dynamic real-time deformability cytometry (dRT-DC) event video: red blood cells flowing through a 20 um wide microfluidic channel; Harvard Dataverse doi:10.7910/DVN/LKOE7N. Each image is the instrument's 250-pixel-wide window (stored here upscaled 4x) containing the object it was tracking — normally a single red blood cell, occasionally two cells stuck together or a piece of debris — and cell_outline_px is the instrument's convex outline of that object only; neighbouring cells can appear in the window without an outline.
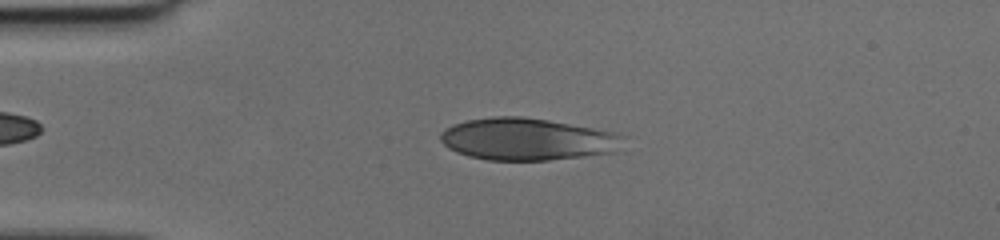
{"species": "human", "species_latin": "Homo sapiens", "temperature_condition": "cold", "stored_images_in_passage": 48, "camera_frame_rate_fps": 3000, "um_per_image_px": 0.085, "donor": {"sex": "female"}, "frame": {"image": 1, "passage_image": 11, "time_ms": 3.333, "image_size_px": [1000, 240], "cell_outline_px": [[624, 136], [616, 152], [584, 156], [548, 160], [488, 160], [468, 156], [456, 152], [448, 148], [440, 140], [440, 136], [448, 128], [456, 124], [468, 120], [496, 116], [520, 116], [548, 120], [592, 128]], "centroid_in_image_um": [44.79, 11.84], "position_along_channel_um": 40.2, "area_um2": 44.27}}
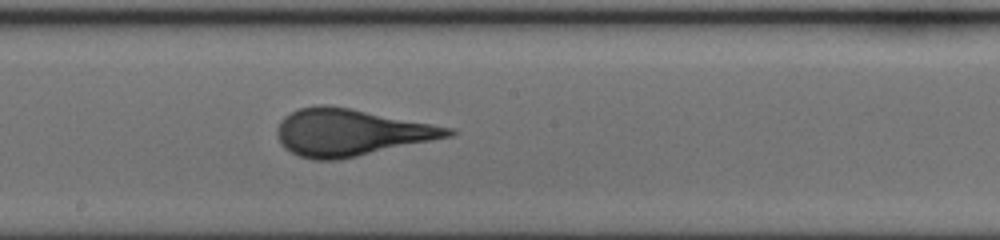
{"frame": {"image": 2, "passage_image": 26, "time_ms": 8.333, "image_size_px": [1000, 240], "cell_outline_px": [[456, 132], [452, 136], [340, 160], [312, 160], [300, 156], [284, 148], [280, 144], [276, 136], [276, 132], [280, 120], [284, 116], [296, 108], [316, 104], [328, 104], [352, 108], [456, 128]], "centroid_in_image_um": [29.79, 11.24], "position_along_channel_um": 218.4, "area_um2": 47.4}}
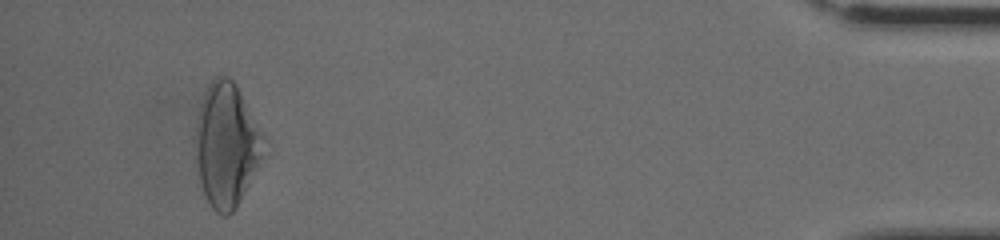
{"frame": {"image": 3, "passage_image": 45, "time_ms": 14.667, "image_size_px": [1000, 240], "cell_outline_px": [[264, 136], [260, 156], [236, 208], [228, 216], [220, 216], [212, 208], [204, 196], [200, 184], [196, 160], [196, 124], [200, 104], [204, 92], [208, 84], [216, 76], [228, 76], [236, 84]], "centroid_in_image_um": [19.19, 12.3], "position_along_channel_um": 416.0, "area_um2": 48.15}}